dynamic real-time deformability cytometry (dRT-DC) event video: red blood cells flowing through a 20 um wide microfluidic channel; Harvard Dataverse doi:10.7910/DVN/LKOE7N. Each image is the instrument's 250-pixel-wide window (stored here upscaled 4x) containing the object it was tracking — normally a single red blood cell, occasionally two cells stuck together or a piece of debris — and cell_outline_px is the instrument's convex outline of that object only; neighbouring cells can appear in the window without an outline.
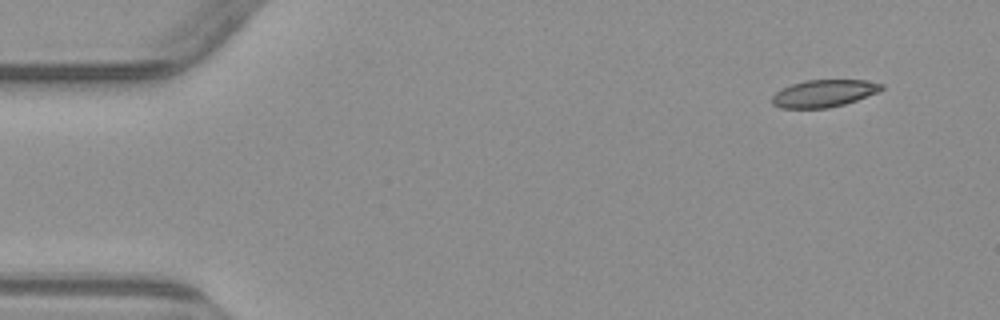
{"species": "common noctule bat (a hibernating species)", "species_latin": "Nyctalus noctula", "temperature_condition": "warm", "stored_images_in_passage": 5, "segment_of_instrument_passage": [2, 2], "camera_frame_rate_fps": 3000, "um_per_image_px": 0.085, "animal": {"sex": "male", "body_mass_g": 23.1, "forearm_length_mm": 52.7}, "frame": {"image": 1, "passage_image": 5, "time_ms": 6.333, "image_size_px": [1000, 320], "cell_outline_px": [[884, 88], [876, 92], [856, 100], [844, 104], [828, 108], [780, 108], [772, 104], [772, 96], [776, 92], [792, 84], [804, 80], [864, 80], [884, 84]], "centroid_in_image_um": [70.01, 7.94], "position_along_channel_um": 15.0, "area_um2": 17.22}}